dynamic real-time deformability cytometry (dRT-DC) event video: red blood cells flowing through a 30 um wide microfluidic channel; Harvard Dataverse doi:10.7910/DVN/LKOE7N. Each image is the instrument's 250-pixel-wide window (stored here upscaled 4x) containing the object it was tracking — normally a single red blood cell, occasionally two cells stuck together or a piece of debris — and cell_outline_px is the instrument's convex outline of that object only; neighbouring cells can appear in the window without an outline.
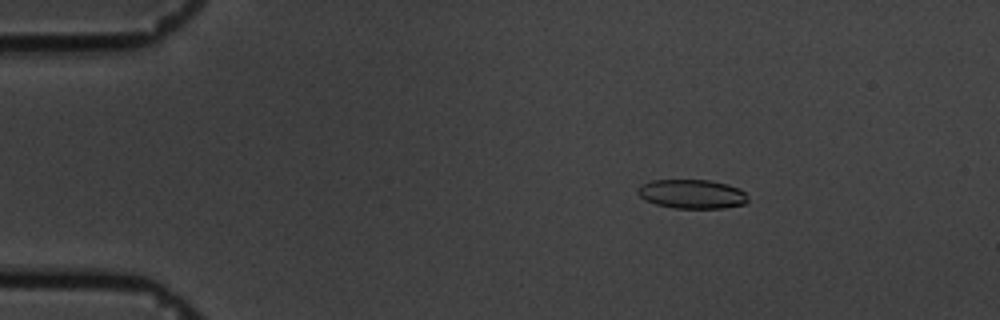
{"species": "common noctule bat (a hibernating species)", "species_latin": "Nyctalus noctula", "temperature_condition": "cold", "stored_images_in_passage": 60, "camera_frame_rate_fps": 3000, "um_per_image_px": 0.085, "animal": {"sex": "male", "body_mass_g": 19.5, "forearm_length_mm": 54.6}, "frame": {"image": 1, "passage_image": 10, "time_ms": 3.0, "image_size_px": [1000, 320], "cell_outline_px": [[748, 200], [744, 204], [724, 208], [676, 208], [656, 204], [644, 200], [636, 192], [636, 188], [652, 180], [708, 180], [728, 184], [740, 188], [744, 192]], "centroid_in_image_um": [58.81, 16.49], "position_along_channel_um": 26.2, "area_um2": 18.67}}
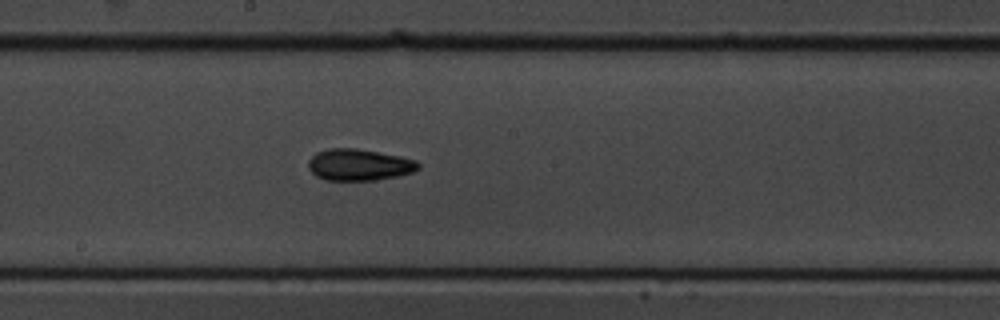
{"frame": {"image": 2, "passage_image": 33, "time_ms": 10.667, "image_size_px": [1000, 320], "cell_outline_px": [[420, 168], [412, 172], [400, 176], [376, 180], [324, 180], [316, 176], [308, 168], [308, 160], [316, 152], [328, 148], [356, 148], [400, 156], [416, 160], [420, 164]], "centroid_in_image_um": [30.52, 14.01], "position_along_channel_um": 217.7, "area_um2": 20.4}}
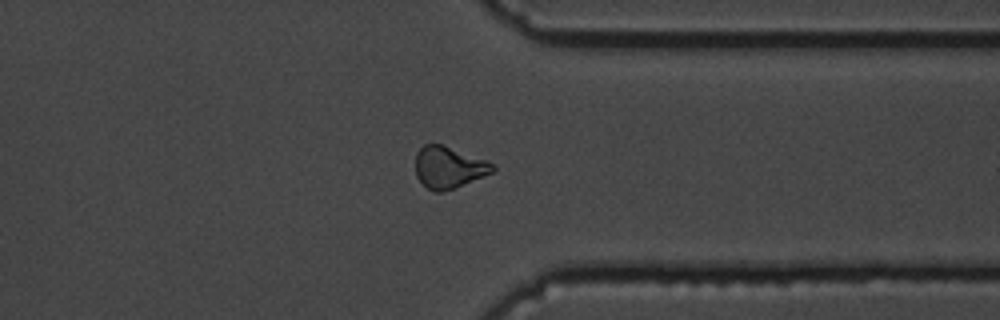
{"frame": {"image": 3, "passage_image": 47, "time_ms": 15.333, "image_size_px": [1000, 320], "cell_outline_px": [[496, 168], [492, 172], [484, 176], [456, 188], [440, 192], [432, 192], [416, 176], [416, 152], [424, 144], [440, 144], [488, 160], [496, 164]], "centroid_in_image_um": [38.17, 14.23], "position_along_channel_um": 373.2, "area_um2": 18.84}, "authors_computed_cell_mechanics": {"area_um2": 19.1318, "velocity_mm_per_s": 3.3783, "shape_relaxation_time_tau1_ms": 3.7946, "shape_relaxation_time_tau2_ms": 3.5096, "deformation_change_tau1": 0.1301, "deformation_change_tau2": 0.1027}}